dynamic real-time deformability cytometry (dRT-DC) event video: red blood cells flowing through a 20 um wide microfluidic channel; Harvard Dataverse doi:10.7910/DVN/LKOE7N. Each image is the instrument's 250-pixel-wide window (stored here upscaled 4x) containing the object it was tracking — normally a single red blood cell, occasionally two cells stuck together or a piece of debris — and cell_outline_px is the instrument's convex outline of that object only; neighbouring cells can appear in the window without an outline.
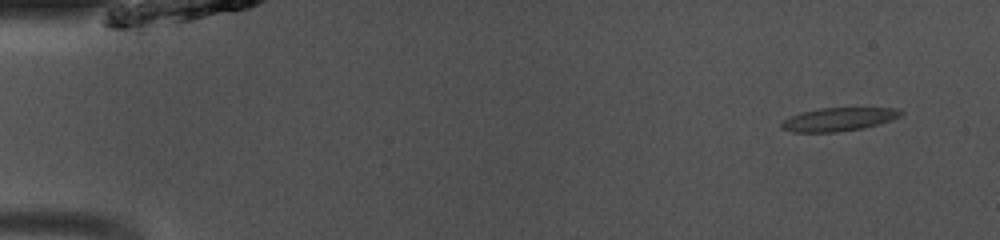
{"species": "common noctule bat (a hibernating species)", "species_latin": "Nyctalus noctula", "temperature_condition": "room temperature", "stored_images_in_passage": 46, "camera_frame_rate_fps": 3000, "um_per_image_px": 0.085, "animal": {"sex": "male", "body_mass_g": 13.0, "forearm_length_mm": 53.1}, "frame": {"image": 1, "passage_image": 1, "time_ms": 0.0, "image_size_px": [1000, 240], "cell_outline_px": [[904, 112], [900, 116], [892, 120], [864, 128], [836, 132], [792, 132], [780, 128], [780, 124], [784, 120], [800, 112], [820, 108], [900, 108]], "centroid_in_image_um": [71.29, 10.14], "position_along_channel_um": 13.7, "area_um2": 16.3}}
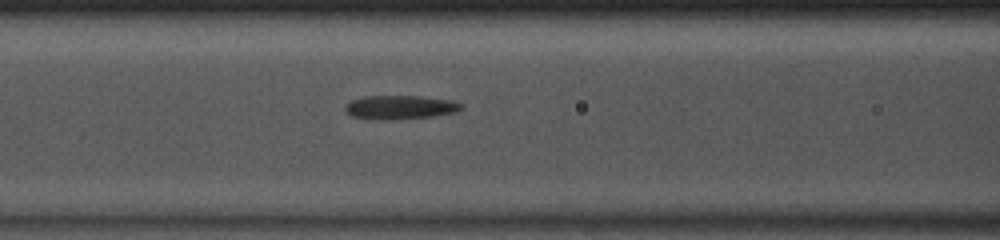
{"frame": {"image": 2, "passage_image": 18, "time_ms": 5.667, "image_size_px": [1000, 240], "cell_outline_px": [[464, 108], [456, 112], [432, 116], [388, 120], [352, 116], [344, 108], [352, 100], [364, 96], [420, 96], [452, 100], [464, 104]], "centroid_in_image_um": [34.08, 9.1], "position_along_channel_um": 132.5, "area_um2": 15.95}}
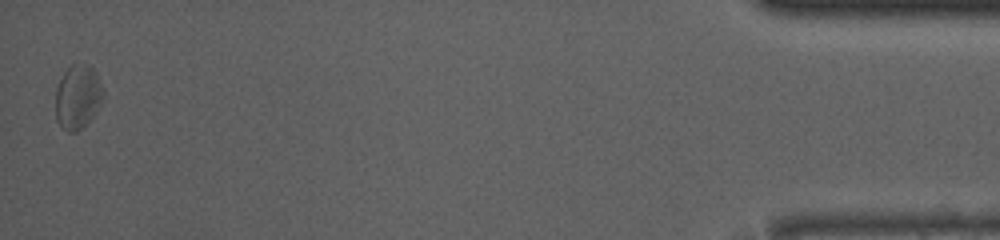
{"frame": {"image": 3, "passage_image": 46, "time_ms": 15.0, "image_size_px": [1000, 240], "cell_outline_px": [[104, 100], [92, 116], [76, 132], [68, 132], [56, 120], [56, 88], [64, 72], [72, 64], [88, 64], [96, 72], [104, 92]], "centroid_in_image_um": [6.62, 8.21], "position_along_channel_um": 428.6, "area_um2": 17.63}, "authors_computed_cell_mechanics": {"area_um2": 16.2707, "velocity_mm_per_s": 4.0835, "shape_relaxation_time_tau1_ms": null, "shape_relaxation_time_tau2_ms": 2.3816, "deformation_change_tau1": null, "deformation_change_tau2": 0.0852}}